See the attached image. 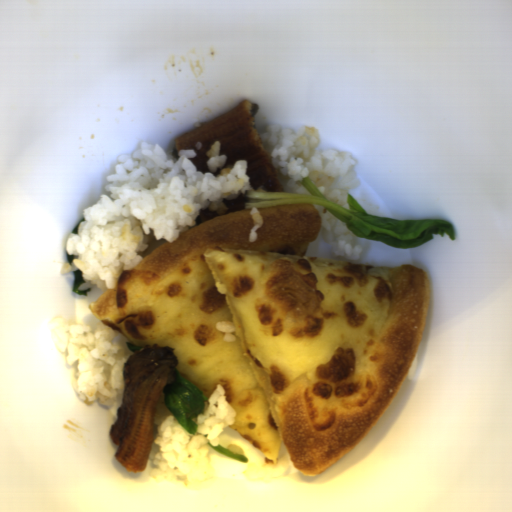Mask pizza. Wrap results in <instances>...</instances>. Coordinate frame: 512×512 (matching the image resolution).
<instances>
[{
  "label": "pizza",
  "instance_id": "dd6c1bee",
  "mask_svg": "<svg viewBox=\"0 0 512 512\" xmlns=\"http://www.w3.org/2000/svg\"><path fill=\"white\" fill-rule=\"evenodd\" d=\"M188 227L88 307L136 347L170 346L180 375L208 399L220 384L229 425L299 473L328 470L394 399L420 344L429 279L412 264L306 256L322 231L314 204L256 208ZM233 322L234 341L215 326Z\"/></svg>",
  "mask_w": 512,
  "mask_h": 512
}]
</instances>
